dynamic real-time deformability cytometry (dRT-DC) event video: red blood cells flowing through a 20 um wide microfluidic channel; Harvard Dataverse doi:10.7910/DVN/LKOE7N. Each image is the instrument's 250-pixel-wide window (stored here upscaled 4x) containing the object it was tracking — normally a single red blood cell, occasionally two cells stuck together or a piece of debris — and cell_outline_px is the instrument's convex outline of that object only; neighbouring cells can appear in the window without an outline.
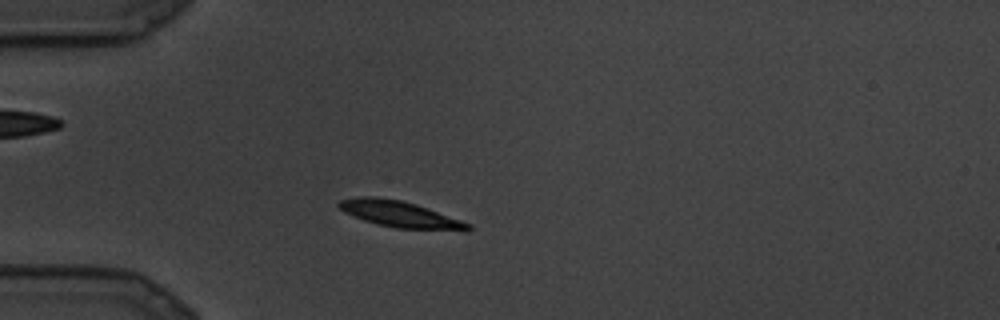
{"species": "common noctule bat (a hibernating species)", "species_latin": "Nyctalus noctula", "temperature_condition": "cold", "stored_images_in_passage": 7, "camera_frame_rate_fps": 3000, "um_per_image_px": 0.085, "animal": {"sex": "male", "body_mass_g": 19.5, "forearm_length_mm": 54.6}, "frame": {"image": 1, "passage_image": 5, "time_ms": 1.333, "image_size_px": [1000, 320], "cell_outline_px": [[472, 228], [468, 232], [464, 232], [396, 228], [376, 224], [364, 220], [344, 212], [336, 204], [340, 200], [360, 196], [376, 196], [400, 200], [416, 204], [472, 224]], "centroid_in_image_um": [34.06, 18.23], "position_along_channel_um": 50.9, "area_um2": 20.11}}
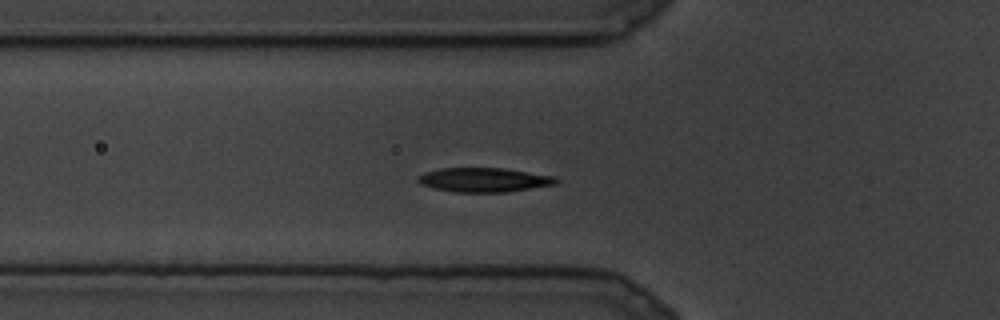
{"frame": {"image": 2, "passage_image": 7, "time_ms": 2.0, "image_size_px": [1000, 320], "cell_outline_px": [[560, 180], [556, 184], [504, 192], [452, 192], [420, 184], [416, 180], [416, 176], [424, 172], [440, 168], [504, 168], [556, 176]], "centroid_in_image_um": [41.12, 15.28], "position_along_channel_um": 84.7, "area_um2": 19.59}}